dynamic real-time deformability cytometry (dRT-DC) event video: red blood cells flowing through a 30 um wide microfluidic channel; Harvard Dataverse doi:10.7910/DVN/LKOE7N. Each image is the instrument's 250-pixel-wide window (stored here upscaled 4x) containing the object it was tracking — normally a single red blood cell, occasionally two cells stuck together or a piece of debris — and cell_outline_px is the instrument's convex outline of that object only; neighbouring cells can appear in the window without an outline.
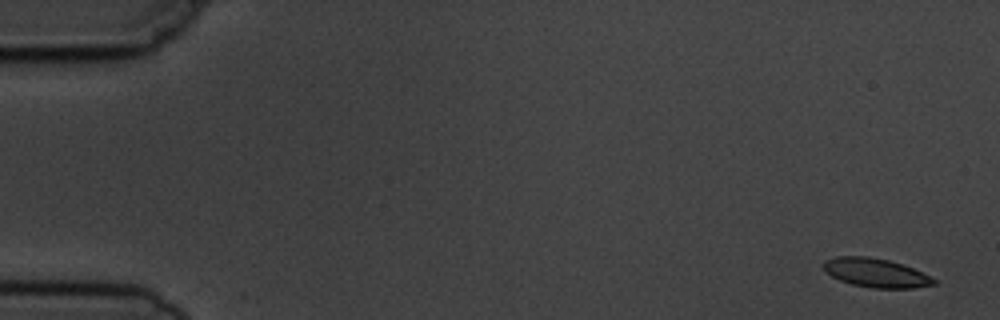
{"species": "common noctule bat (a hibernating species)", "species_latin": "Nyctalus noctula", "temperature_condition": "cold", "stored_images_in_passage": 5, "camera_frame_rate_fps": 3000, "um_per_image_px": 0.085, "animal": {"sex": "male", "body_mass_g": 19.5, "forearm_length_mm": 54.6}, "frame": {"image": 1, "passage_image": 1, "time_ms": 0.0, "image_size_px": [1000, 320], "cell_outline_px": [[936, 284], [912, 288], [872, 288], [852, 284], [840, 280], [832, 276], [824, 268], [824, 260], [836, 256], [868, 256], [888, 260], [904, 264], [936, 280]], "centroid_in_image_um": [74.43, 23.18], "position_along_channel_um": 10.6, "area_um2": 18.38}}
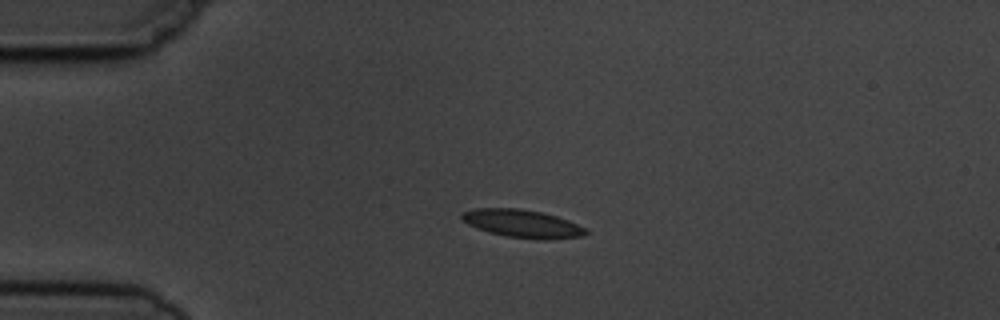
{"frame": {"image": 2, "passage_image": 4, "time_ms": 3.667, "image_size_px": [1000, 320], "cell_outline_px": [[588, 232], [584, 236], [548, 240], [540, 240], [508, 236], [488, 232], [476, 228], [460, 220], [460, 212], [476, 208], [520, 208], [540, 212], [556, 216], [568, 220], [588, 228]], "centroid_in_image_um": [44.4, 19.01], "position_along_channel_um": 40.6, "area_um2": 20.46}}